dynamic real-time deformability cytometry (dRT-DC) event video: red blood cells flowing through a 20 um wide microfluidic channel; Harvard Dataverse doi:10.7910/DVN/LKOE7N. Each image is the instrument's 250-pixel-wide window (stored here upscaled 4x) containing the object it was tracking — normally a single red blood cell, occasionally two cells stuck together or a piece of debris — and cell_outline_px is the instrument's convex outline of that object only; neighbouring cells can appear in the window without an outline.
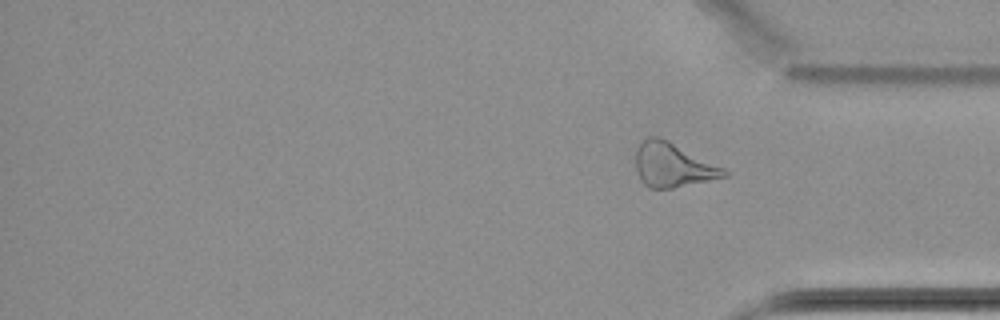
{"species": "common noctule bat (a hibernating species)", "species_latin": "Nyctalus noctula", "temperature_condition": "cold", "stored_images_in_passage": 17, "segment_of_instrument_passage": [2, 2], "camera_frame_rate_fps": 3000, "um_per_image_px": 0.085, "animal": {"sex": "female", "body_mass_g": 22.7, "forearm_length_mm": 54.2}, "frame": {"image": 1, "passage_image": 17, "time_ms": 21.333, "image_size_px": [1000, 320], "cell_outline_px": [[728, 176], [672, 188], [648, 188], [640, 180], [636, 172], [636, 152], [640, 144], [648, 136], [660, 136], [724, 168], [728, 172]], "centroid_in_image_um": [57.17, 14.03], "position_along_channel_um": 378.0, "area_um2": 22.6}}